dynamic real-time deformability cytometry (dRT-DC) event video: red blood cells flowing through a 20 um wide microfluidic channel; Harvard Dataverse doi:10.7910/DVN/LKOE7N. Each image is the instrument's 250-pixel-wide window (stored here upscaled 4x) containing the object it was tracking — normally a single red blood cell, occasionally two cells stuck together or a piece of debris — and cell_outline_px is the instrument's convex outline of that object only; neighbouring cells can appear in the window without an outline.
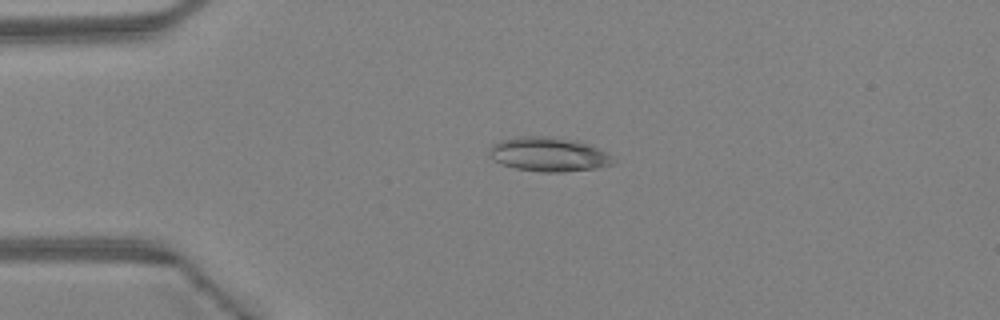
{"species": "Egyptian fruit bat (a non-hibernating species)", "species_latin": "Rousettus aegyptiacus", "temperature_condition": "warm", "stored_images_in_passage": 33, "camera_frame_rate_fps": 3000, "um_per_image_px": 0.085, "animal": {"sex": "female"}, "frame": {"image": 1, "passage_image": 4, "time_ms": 1.0, "image_size_px": [1000, 320], "cell_outline_px": [[616, 160], [612, 164], [596, 168], [564, 172], [540, 172], [516, 168], [504, 164], [496, 160], [488, 152], [488, 148], [492, 144], [500, 140], [516, 136], [556, 136], [580, 140], [608, 152]], "centroid_in_image_um": [46.68, 13.09], "position_along_channel_um": 38.3, "area_um2": 25.09}}
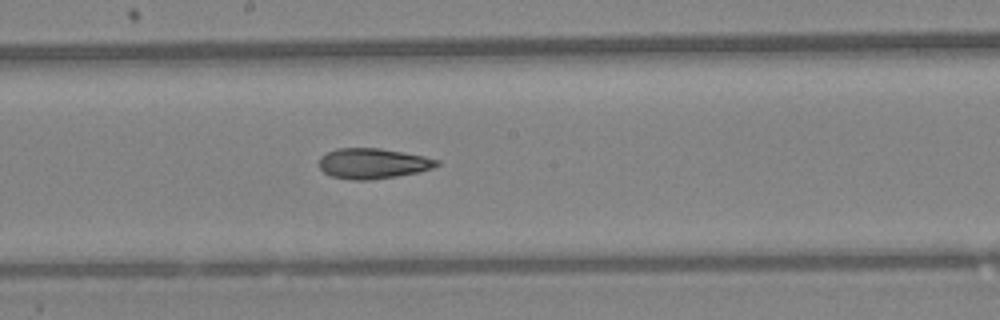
{"frame": {"image": 2, "passage_image": 18, "time_ms": 5.667, "image_size_px": [1000, 320], "cell_outline_px": [[440, 164], [432, 168], [420, 172], [372, 180], [352, 180], [332, 176], [324, 172], [320, 168], [320, 156], [336, 148], [380, 148], [404, 152], [424, 156], [440, 160]], "centroid_in_image_um": [31.72, 13.89], "position_along_channel_um": 216.5, "area_um2": 20.92}}
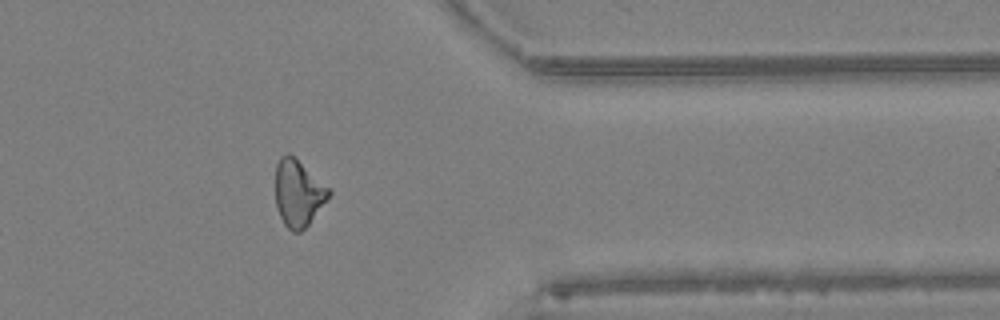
{"frame": {"image": 3, "passage_image": 30, "time_ms": 9.667, "image_size_px": [1000, 320], "cell_outline_px": [[332, 192], [308, 224], [300, 232], [292, 232], [284, 224], [280, 216], [276, 204], [276, 164], [280, 156], [288, 152], [332, 188]], "centroid_in_image_um": [25.36, 16.39], "position_along_channel_um": 386.0, "area_um2": 20.69}, "authors_computed_cell_mechanics": {"area_um2": 21.1548, "velocity_mm_per_s": 4.5511, "shape_relaxation_time_tau1_ms": null, "shape_relaxation_time_tau2_ms": 5.2377, "deformation_change_tau1": null, "deformation_change_tau2": 0.1412}}